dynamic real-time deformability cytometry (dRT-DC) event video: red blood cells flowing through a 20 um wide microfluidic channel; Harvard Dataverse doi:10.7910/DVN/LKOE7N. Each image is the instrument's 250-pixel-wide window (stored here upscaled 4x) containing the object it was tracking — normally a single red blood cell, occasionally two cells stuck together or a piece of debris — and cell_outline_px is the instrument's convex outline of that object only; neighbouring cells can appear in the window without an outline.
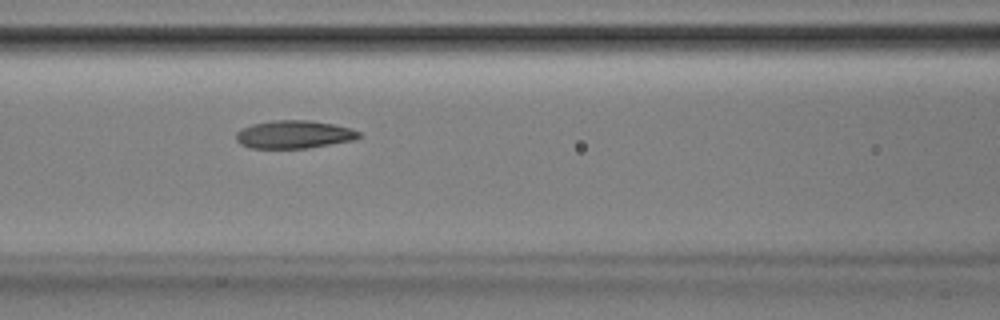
{"species": "Egyptian fruit bat (a non-hibernating species)", "species_latin": "Rousettus aegyptiacus", "temperature_condition": "room temperature", "stored_images_in_passage": 42, "camera_frame_rate_fps": 3000, "um_per_image_px": 0.085, "animal": {"sex": "male"}, "frame": {"image": 1, "passage_image": 21, "time_ms": 6.667, "image_size_px": [1000, 320], "cell_outline_px": [[360, 136], [352, 140], [308, 148], [248, 148], [240, 144], [236, 140], [236, 132], [252, 124], [272, 120], [312, 120], [332, 124], [348, 128], [360, 132]], "centroid_in_image_um": [24.94, 11.43], "position_along_channel_um": 141.7, "area_um2": 19.88}}
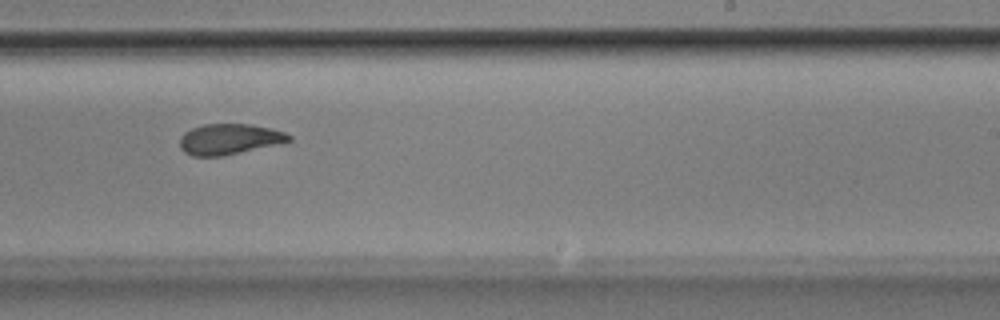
{"frame": {"image": 2, "passage_image": 31, "time_ms": 10.0, "image_size_px": [1000, 320], "cell_outline_px": [[292, 140], [276, 144], [220, 156], [192, 156], [184, 152], [180, 148], [180, 136], [184, 132], [192, 128], [204, 124], [252, 124], [272, 128], [284, 132], [292, 136]], "centroid_in_image_um": [19.46, 11.81], "position_along_channel_um": 269.5, "area_um2": 19.36}}
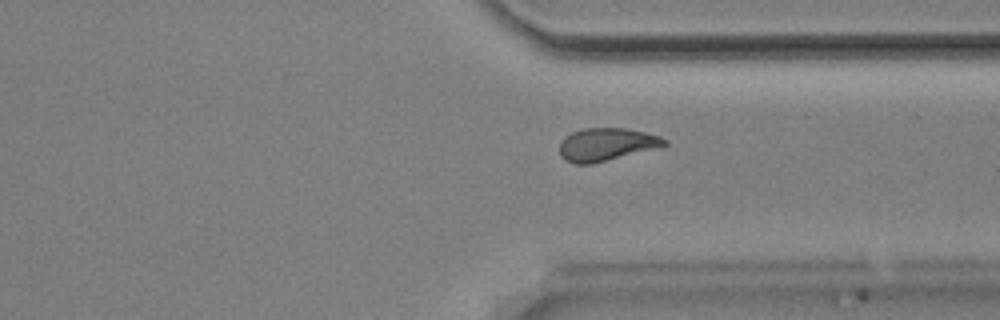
{"frame": {"image": 3, "passage_image": 38, "time_ms": 12.333, "image_size_px": [1000, 320], "cell_outline_px": [[668, 144], [592, 164], [572, 164], [564, 160], [560, 156], [560, 144], [564, 136], [572, 132], [584, 128], [624, 128], [644, 132], [660, 136], [668, 140]], "centroid_in_image_um": [51.49, 12.27], "position_along_channel_um": 359.9, "area_um2": 19.88}}